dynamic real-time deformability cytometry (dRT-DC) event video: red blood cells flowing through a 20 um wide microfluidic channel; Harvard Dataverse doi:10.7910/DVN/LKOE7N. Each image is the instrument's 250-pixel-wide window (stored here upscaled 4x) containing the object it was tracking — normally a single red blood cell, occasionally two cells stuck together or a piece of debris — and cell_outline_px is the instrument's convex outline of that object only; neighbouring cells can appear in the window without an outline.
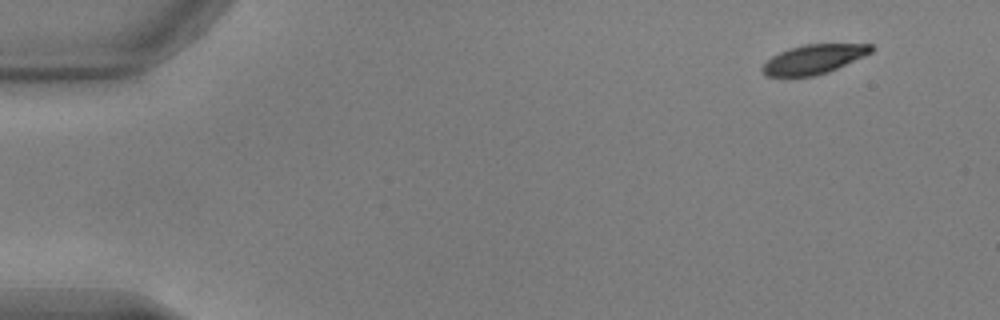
{"species": "common noctule bat (a hibernating species)", "species_latin": "Nyctalus noctula", "temperature_condition": "warm", "stored_images_in_passage": 50, "camera_frame_rate_fps": 3000, "um_per_image_px": 0.085, "animal": {"sex": "male", "body_mass_g": 17.9, "forearm_length_mm": 54.2}, "frame": {"image": 1, "passage_image": 1, "time_ms": 0.0, "image_size_px": [1000, 320], "cell_outline_px": [[872, 52], [864, 56], [828, 72], [816, 76], [764, 76], [760, 72], [760, 68], [772, 56], [788, 48], [804, 44], [872, 44]], "centroid_in_image_um": [69.12, 5.04], "position_along_channel_um": 15.9, "area_um2": 18.55}}
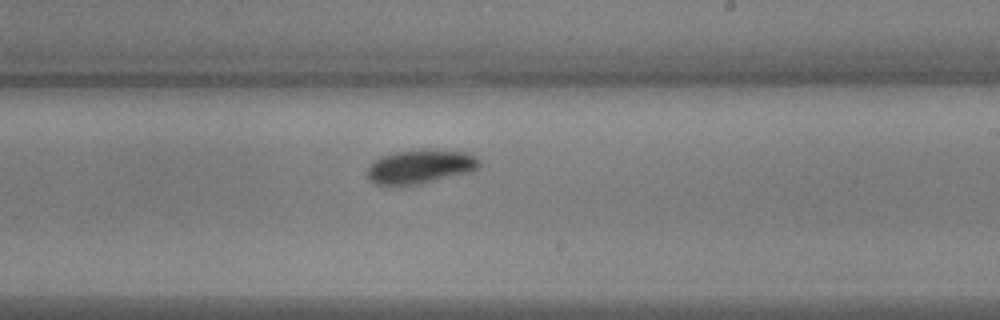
{"frame": {"image": 2, "passage_image": 29, "time_ms": 9.333, "image_size_px": [1000, 320], "cell_outline_px": [[480, 164], [472, 172], [420, 184], [400, 188], [376, 184], [368, 180], [368, 168], [380, 156], [396, 152], [468, 152], [476, 156], [480, 160]], "centroid_in_image_um": [35.69, 14.25], "position_along_channel_um": 253.3, "area_um2": 21.85}}
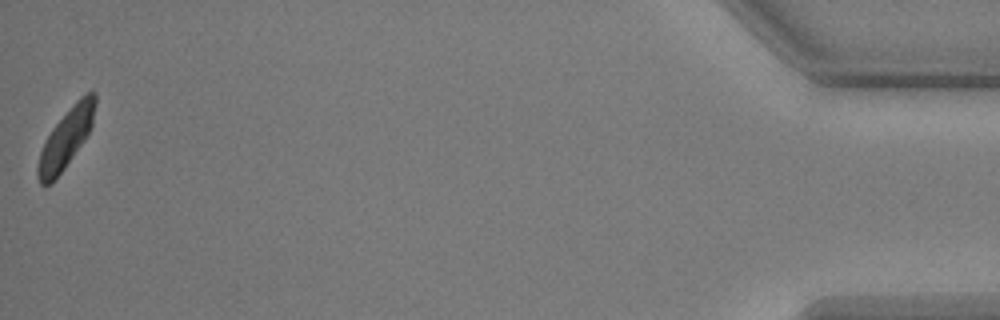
{"frame": {"image": 3, "passage_image": 50, "time_ms": 16.333, "image_size_px": [1000, 320], "cell_outline_px": [[96, 104], [92, 124], [84, 140], [64, 168], [52, 184], [40, 184], [36, 176], [36, 168], [40, 152], [52, 128], [76, 100], [80, 96], [88, 92], [96, 92]], "centroid_in_image_um": [5.59, 11.77], "position_along_channel_um": 429.6, "area_um2": 19.48}, "authors_computed_cell_mechanics": {"area_um2": 20.8658, "velocity_mm_per_s": 3.7895, "shape_relaxation_time_tau1_ms": 2.3836, "shape_relaxation_time_tau2_ms": null, "deformation_change_tau1": 0.1397, "deformation_change_tau2": null}}